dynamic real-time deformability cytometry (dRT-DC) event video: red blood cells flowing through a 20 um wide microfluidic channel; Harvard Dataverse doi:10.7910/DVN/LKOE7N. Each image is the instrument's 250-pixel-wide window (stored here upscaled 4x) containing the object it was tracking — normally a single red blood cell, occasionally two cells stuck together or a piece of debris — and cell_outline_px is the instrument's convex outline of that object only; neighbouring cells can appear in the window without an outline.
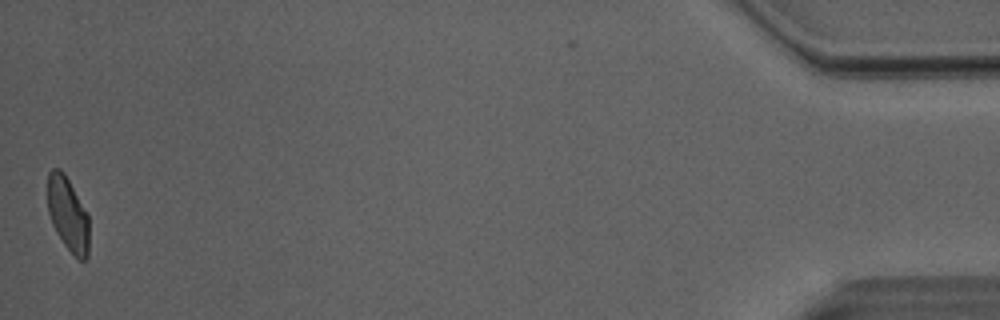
{"species": "Egyptian fruit bat (a non-hibernating species)", "species_latin": "Rousettus aegyptiacus", "temperature_condition": "room temperature", "stored_images_in_passage": 39, "camera_frame_rate_fps": 3000, "um_per_image_px": 0.085, "animal": {"sex": "male"}, "frame": {"image": 1, "passage_image": 39, "time_ms": 12.667, "image_size_px": [1000, 320], "cell_outline_px": [[88, 256], [84, 260], [80, 260], [64, 244], [56, 232], [52, 224], [48, 212], [48, 172], [52, 168], [60, 168], [64, 172], [88, 216]], "centroid_in_image_um": [5.75, 18.18], "position_along_channel_um": 429.5, "area_um2": 17.57}, "authors_computed_cell_mechanics": {"area_um2": 19.363, "velocity_mm_per_s": 4.0505, "shape_relaxation_time_tau1_ms": null, "shape_relaxation_time_tau2_ms": 1.3489, "deformation_change_tau1": null, "deformation_change_tau2": 0.0777}}